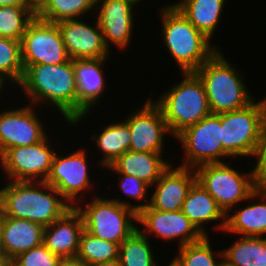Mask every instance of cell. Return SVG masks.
<instances>
[{
    "instance_id": "obj_1",
    "label": "cell",
    "mask_w": 266,
    "mask_h": 266,
    "mask_svg": "<svg viewBox=\"0 0 266 266\" xmlns=\"http://www.w3.org/2000/svg\"><path fill=\"white\" fill-rule=\"evenodd\" d=\"M17 88L29 104L54 107L66 123L77 118L76 80L73 59L57 65H24V75ZM43 104V105H42ZM53 106H52V105Z\"/></svg>"
},
{
    "instance_id": "obj_2",
    "label": "cell",
    "mask_w": 266,
    "mask_h": 266,
    "mask_svg": "<svg viewBox=\"0 0 266 266\" xmlns=\"http://www.w3.org/2000/svg\"><path fill=\"white\" fill-rule=\"evenodd\" d=\"M6 183L0 187V208L4 216L30 220L46 227L73 207L45 181Z\"/></svg>"
},
{
    "instance_id": "obj_3",
    "label": "cell",
    "mask_w": 266,
    "mask_h": 266,
    "mask_svg": "<svg viewBox=\"0 0 266 266\" xmlns=\"http://www.w3.org/2000/svg\"><path fill=\"white\" fill-rule=\"evenodd\" d=\"M162 42L181 73L196 72L218 49L172 2L160 6Z\"/></svg>"
},
{
    "instance_id": "obj_4",
    "label": "cell",
    "mask_w": 266,
    "mask_h": 266,
    "mask_svg": "<svg viewBox=\"0 0 266 266\" xmlns=\"http://www.w3.org/2000/svg\"><path fill=\"white\" fill-rule=\"evenodd\" d=\"M220 49L195 72L203 82L212 114L236 111L255 100L245 84L244 71L232 65Z\"/></svg>"
},
{
    "instance_id": "obj_5",
    "label": "cell",
    "mask_w": 266,
    "mask_h": 266,
    "mask_svg": "<svg viewBox=\"0 0 266 266\" xmlns=\"http://www.w3.org/2000/svg\"><path fill=\"white\" fill-rule=\"evenodd\" d=\"M182 80L159 94L153 101L162 110L175 138L189 126L211 114L205 87L195 72L181 73ZM158 98V99H157Z\"/></svg>"
},
{
    "instance_id": "obj_6",
    "label": "cell",
    "mask_w": 266,
    "mask_h": 266,
    "mask_svg": "<svg viewBox=\"0 0 266 266\" xmlns=\"http://www.w3.org/2000/svg\"><path fill=\"white\" fill-rule=\"evenodd\" d=\"M95 195L91 201L84 199L75 206L83 217L84 229L99 239L120 245L138 227L135 203L116 196L109 198L106 192L103 194L106 198Z\"/></svg>"
},
{
    "instance_id": "obj_7",
    "label": "cell",
    "mask_w": 266,
    "mask_h": 266,
    "mask_svg": "<svg viewBox=\"0 0 266 266\" xmlns=\"http://www.w3.org/2000/svg\"><path fill=\"white\" fill-rule=\"evenodd\" d=\"M229 162L208 163L196 167V181L214 198L227 214L247 198L261 184L260 165H252L248 172L238 171ZM243 202V203H242Z\"/></svg>"
},
{
    "instance_id": "obj_8",
    "label": "cell",
    "mask_w": 266,
    "mask_h": 266,
    "mask_svg": "<svg viewBox=\"0 0 266 266\" xmlns=\"http://www.w3.org/2000/svg\"><path fill=\"white\" fill-rule=\"evenodd\" d=\"M264 102L259 98L242 109L221 113L222 146L234 160L252 157L259 165Z\"/></svg>"
},
{
    "instance_id": "obj_9",
    "label": "cell",
    "mask_w": 266,
    "mask_h": 266,
    "mask_svg": "<svg viewBox=\"0 0 266 266\" xmlns=\"http://www.w3.org/2000/svg\"><path fill=\"white\" fill-rule=\"evenodd\" d=\"M175 139L184 150L179 166L193 168L234 160L222 146L221 114H210L198 123L187 127ZM226 158V159H225Z\"/></svg>"
},
{
    "instance_id": "obj_10",
    "label": "cell",
    "mask_w": 266,
    "mask_h": 266,
    "mask_svg": "<svg viewBox=\"0 0 266 266\" xmlns=\"http://www.w3.org/2000/svg\"><path fill=\"white\" fill-rule=\"evenodd\" d=\"M87 151L85 147L65 155L56 151L50 174L45 181L56 188L73 207L81 200L87 199L85 193L94 190L91 189L94 188V182L92 183L89 173L91 169L88 166Z\"/></svg>"
},
{
    "instance_id": "obj_11",
    "label": "cell",
    "mask_w": 266,
    "mask_h": 266,
    "mask_svg": "<svg viewBox=\"0 0 266 266\" xmlns=\"http://www.w3.org/2000/svg\"><path fill=\"white\" fill-rule=\"evenodd\" d=\"M51 139L47 135L37 144L8 149L0 157L4 177L8 181H46L58 147L54 148Z\"/></svg>"
},
{
    "instance_id": "obj_12",
    "label": "cell",
    "mask_w": 266,
    "mask_h": 266,
    "mask_svg": "<svg viewBox=\"0 0 266 266\" xmlns=\"http://www.w3.org/2000/svg\"><path fill=\"white\" fill-rule=\"evenodd\" d=\"M153 99V96L146 98L139 108L123 119L131 132L130 151L165 153V136H173L162 110Z\"/></svg>"
},
{
    "instance_id": "obj_13",
    "label": "cell",
    "mask_w": 266,
    "mask_h": 266,
    "mask_svg": "<svg viewBox=\"0 0 266 266\" xmlns=\"http://www.w3.org/2000/svg\"><path fill=\"white\" fill-rule=\"evenodd\" d=\"M21 51L23 65H57L70 59L57 23L44 21L37 16L26 28Z\"/></svg>"
},
{
    "instance_id": "obj_14",
    "label": "cell",
    "mask_w": 266,
    "mask_h": 266,
    "mask_svg": "<svg viewBox=\"0 0 266 266\" xmlns=\"http://www.w3.org/2000/svg\"><path fill=\"white\" fill-rule=\"evenodd\" d=\"M38 108L27 102L16 109L11 106L0 110V157L12 147L37 144L47 136Z\"/></svg>"
},
{
    "instance_id": "obj_15",
    "label": "cell",
    "mask_w": 266,
    "mask_h": 266,
    "mask_svg": "<svg viewBox=\"0 0 266 266\" xmlns=\"http://www.w3.org/2000/svg\"><path fill=\"white\" fill-rule=\"evenodd\" d=\"M137 224V228L146 237L161 238L165 243L177 241L178 248L198 242L204 237L181 210L160 211L148 205L137 213Z\"/></svg>"
},
{
    "instance_id": "obj_16",
    "label": "cell",
    "mask_w": 266,
    "mask_h": 266,
    "mask_svg": "<svg viewBox=\"0 0 266 266\" xmlns=\"http://www.w3.org/2000/svg\"><path fill=\"white\" fill-rule=\"evenodd\" d=\"M144 0H97L95 19L103 33L104 43L111 51V45L117 49L125 50L131 41L134 33V20L137 5ZM99 5V6H98ZM97 14V15H96Z\"/></svg>"
},
{
    "instance_id": "obj_17",
    "label": "cell",
    "mask_w": 266,
    "mask_h": 266,
    "mask_svg": "<svg viewBox=\"0 0 266 266\" xmlns=\"http://www.w3.org/2000/svg\"><path fill=\"white\" fill-rule=\"evenodd\" d=\"M109 58L73 59L76 80L77 118L68 127H78L107 93L105 66ZM105 69V70H103ZM106 91V92H105ZM103 96V97H102Z\"/></svg>"
},
{
    "instance_id": "obj_18",
    "label": "cell",
    "mask_w": 266,
    "mask_h": 266,
    "mask_svg": "<svg viewBox=\"0 0 266 266\" xmlns=\"http://www.w3.org/2000/svg\"><path fill=\"white\" fill-rule=\"evenodd\" d=\"M83 19L57 22L62 41L70 59L109 58L103 33L97 19L90 24Z\"/></svg>"
},
{
    "instance_id": "obj_19",
    "label": "cell",
    "mask_w": 266,
    "mask_h": 266,
    "mask_svg": "<svg viewBox=\"0 0 266 266\" xmlns=\"http://www.w3.org/2000/svg\"><path fill=\"white\" fill-rule=\"evenodd\" d=\"M170 167L152 186L149 206L160 211H179L186 199L187 193L196 181L193 168L179 165Z\"/></svg>"
},
{
    "instance_id": "obj_20",
    "label": "cell",
    "mask_w": 266,
    "mask_h": 266,
    "mask_svg": "<svg viewBox=\"0 0 266 266\" xmlns=\"http://www.w3.org/2000/svg\"><path fill=\"white\" fill-rule=\"evenodd\" d=\"M245 202L247 206L244 203L240 208L238 204L226 214L223 232L233 236L266 237V187L260 184Z\"/></svg>"
},
{
    "instance_id": "obj_21",
    "label": "cell",
    "mask_w": 266,
    "mask_h": 266,
    "mask_svg": "<svg viewBox=\"0 0 266 266\" xmlns=\"http://www.w3.org/2000/svg\"><path fill=\"white\" fill-rule=\"evenodd\" d=\"M83 229V217L75 207H72L61 218L44 227L43 244L61 259H74Z\"/></svg>"
},
{
    "instance_id": "obj_22",
    "label": "cell",
    "mask_w": 266,
    "mask_h": 266,
    "mask_svg": "<svg viewBox=\"0 0 266 266\" xmlns=\"http://www.w3.org/2000/svg\"><path fill=\"white\" fill-rule=\"evenodd\" d=\"M44 227L30 220L3 215L0 230L1 254L11 260L43 243Z\"/></svg>"
},
{
    "instance_id": "obj_23",
    "label": "cell",
    "mask_w": 266,
    "mask_h": 266,
    "mask_svg": "<svg viewBox=\"0 0 266 266\" xmlns=\"http://www.w3.org/2000/svg\"><path fill=\"white\" fill-rule=\"evenodd\" d=\"M163 154L129 150L104 167V170H110L111 175L114 172L135 176L152 187L173 163L169 159H164L166 155Z\"/></svg>"
},
{
    "instance_id": "obj_24",
    "label": "cell",
    "mask_w": 266,
    "mask_h": 266,
    "mask_svg": "<svg viewBox=\"0 0 266 266\" xmlns=\"http://www.w3.org/2000/svg\"><path fill=\"white\" fill-rule=\"evenodd\" d=\"M181 211L204 236H208L206 225L212 224V222L214 224L212 230L216 228V231L222 233L225 229L226 214L197 181L189 189Z\"/></svg>"
},
{
    "instance_id": "obj_25",
    "label": "cell",
    "mask_w": 266,
    "mask_h": 266,
    "mask_svg": "<svg viewBox=\"0 0 266 266\" xmlns=\"http://www.w3.org/2000/svg\"><path fill=\"white\" fill-rule=\"evenodd\" d=\"M228 0H177L172 3L208 39L217 32Z\"/></svg>"
},
{
    "instance_id": "obj_26",
    "label": "cell",
    "mask_w": 266,
    "mask_h": 266,
    "mask_svg": "<svg viewBox=\"0 0 266 266\" xmlns=\"http://www.w3.org/2000/svg\"><path fill=\"white\" fill-rule=\"evenodd\" d=\"M109 123V125H101L99 133L92 132L91 139L97 146L100 155H103L96 163L98 167L109 166L123 153L129 151L131 143V132L129 126L123 121L119 120ZM100 163V164H99Z\"/></svg>"
},
{
    "instance_id": "obj_27",
    "label": "cell",
    "mask_w": 266,
    "mask_h": 266,
    "mask_svg": "<svg viewBox=\"0 0 266 266\" xmlns=\"http://www.w3.org/2000/svg\"><path fill=\"white\" fill-rule=\"evenodd\" d=\"M222 251L224 266H266V237L238 236Z\"/></svg>"
},
{
    "instance_id": "obj_28",
    "label": "cell",
    "mask_w": 266,
    "mask_h": 266,
    "mask_svg": "<svg viewBox=\"0 0 266 266\" xmlns=\"http://www.w3.org/2000/svg\"><path fill=\"white\" fill-rule=\"evenodd\" d=\"M208 236L200 241L177 248L178 253L167 266H224L223 251L212 249Z\"/></svg>"
},
{
    "instance_id": "obj_29",
    "label": "cell",
    "mask_w": 266,
    "mask_h": 266,
    "mask_svg": "<svg viewBox=\"0 0 266 266\" xmlns=\"http://www.w3.org/2000/svg\"><path fill=\"white\" fill-rule=\"evenodd\" d=\"M138 228L119 245L121 266H159L152 244Z\"/></svg>"
},
{
    "instance_id": "obj_30",
    "label": "cell",
    "mask_w": 266,
    "mask_h": 266,
    "mask_svg": "<svg viewBox=\"0 0 266 266\" xmlns=\"http://www.w3.org/2000/svg\"><path fill=\"white\" fill-rule=\"evenodd\" d=\"M96 2L97 0H48L36 16L52 23L72 19L86 20L89 13L93 15L91 10H96Z\"/></svg>"
},
{
    "instance_id": "obj_31",
    "label": "cell",
    "mask_w": 266,
    "mask_h": 266,
    "mask_svg": "<svg viewBox=\"0 0 266 266\" xmlns=\"http://www.w3.org/2000/svg\"><path fill=\"white\" fill-rule=\"evenodd\" d=\"M76 259L86 266L119 259V244L99 239L85 229L79 238V249Z\"/></svg>"
},
{
    "instance_id": "obj_32",
    "label": "cell",
    "mask_w": 266,
    "mask_h": 266,
    "mask_svg": "<svg viewBox=\"0 0 266 266\" xmlns=\"http://www.w3.org/2000/svg\"><path fill=\"white\" fill-rule=\"evenodd\" d=\"M23 75L21 41L0 36V76L10 87H17Z\"/></svg>"
},
{
    "instance_id": "obj_33",
    "label": "cell",
    "mask_w": 266,
    "mask_h": 266,
    "mask_svg": "<svg viewBox=\"0 0 266 266\" xmlns=\"http://www.w3.org/2000/svg\"><path fill=\"white\" fill-rule=\"evenodd\" d=\"M35 16L26 5L0 6V36L21 41Z\"/></svg>"
},
{
    "instance_id": "obj_34",
    "label": "cell",
    "mask_w": 266,
    "mask_h": 266,
    "mask_svg": "<svg viewBox=\"0 0 266 266\" xmlns=\"http://www.w3.org/2000/svg\"><path fill=\"white\" fill-rule=\"evenodd\" d=\"M117 176V180H119V188L122 190V194L124 193L128 200L135 199L134 201L138 202L135 204V211L138 213L141 209L147 207L149 205L150 199H148L150 196L146 195L148 191L150 190V186L144 183L139 178L127 175L124 173H114ZM149 189V190H148ZM148 196V197H147ZM144 201V202H143ZM142 202V203H141Z\"/></svg>"
},
{
    "instance_id": "obj_35",
    "label": "cell",
    "mask_w": 266,
    "mask_h": 266,
    "mask_svg": "<svg viewBox=\"0 0 266 266\" xmlns=\"http://www.w3.org/2000/svg\"><path fill=\"white\" fill-rule=\"evenodd\" d=\"M61 258L54 255L43 243L18 254L12 266H58Z\"/></svg>"
},
{
    "instance_id": "obj_36",
    "label": "cell",
    "mask_w": 266,
    "mask_h": 266,
    "mask_svg": "<svg viewBox=\"0 0 266 266\" xmlns=\"http://www.w3.org/2000/svg\"><path fill=\"white\" fill-rule=\"evenodd\" d=\"M266 163V96L262 117V142L260 146L259 165L260 168Z\"/></svg>"
},
{
    "instance_id": "obj_37",
    "label": "cell",
    "mask_w": 266,
    "mask_h": 266,
    "mask_svg": "<svg viewBox=\"0 0 266 266\" xmlns=\"http://www.w3.org/2000/svg\"><path fill=\"white\" fill-rule=\"evenodd\" d=\"M25 5L37 14L47 3L48 0H24Z\"/></svg>"
},
{
    "instance_id": "obj_38",
    "label": "cell",
    "mask_w": 266,
    "mask_h": 266,
    "mask_svg": "<svg viewBox=\"0 0 266 266\" xmlns=\"http://www.w3.org/2000/svg\"><path fill=\"white\" fill-rule=\"evenodd\" d=\"M58 266H86L80 260L74 259H61Z\"/></svg>"
},
{
    "instance_id": "obj_39",
    "label": "cell",
    "mask_w": 266,
    "mask_h": 266,
    "mask_svg": "<svg viewBox=\"0 0 266 266\" xmlns=\"http://www.w3.org/2000/svg\"><path fill=\"white\" fill-rule=\"evenodd\" d=\"M4 5H25L24 0H0V6Z\"/></svg>"
},
{
    "instance_id": "obj_40",
    "label": "cell",
    "mask_w": 266,
    "mask_h": 266,
    "mask_svg": "<svg viewBox=\"0 0 266 266\" xmlns=\"http://www.w3.org/2000/svg\"><path fill=\"white\" fill-rule=\"evenodd\" d=\"M91 266H121L119 259L109 262H101Z\"/></svg>"
},
{
    "instance_id": "obj_41",
    "label": "cell",
    "mask_w": 266,
    "mask_h": 266,
    "mask_svg": "<svg viewBox=\"0 0 266 266\" xmlns=\"http://www.w3.org/2000/svg\"><path fill=\"white\" fill-rule=\"evenodd\" d=\"M261 185L266 187V163L260 168Z\"/></svg>"
},
{
    "instance_id": "obj_42",
    "label": "cell",
    "mask_w": 266,
    "mask_h": 266,
    "mask_svg": "<svg viewBox=\"0 0 266 266\" xmlns=\"http://www.w3.org/2000/svg\"><path fill=\"white\" fill-rule=\"evenodd\" d=\"M0 266H12V260L0 254Z\"/></svg>"
},
{
    "instance_id": "obj_43",
    "label": "cell",
    "mask_w": 266,
    "mask_h": 266,
    "mask_svg": "<svg viewBox=\"0 0 266 266\" xmlns=\"http://www.w3.org/2000/svg\"><path fill=\"white\" fill-rule=\"evenodd\" d=\"M7 82L0 76V100H2V96L4 95L3 93L7 91L8 95V90H6V84ZM3 92V93H2ZM1 102V101H0Z\"/></svg>"
},
{
    "instance_id": "obj_44",
    "label": "cell",
    "mask_w": 266,
    "mask_h": 266,
    "mask_svg": "<svg viewBox=\"0 0 266 266\" xmlns=\"http://www.w3.org/2000/svg\"><path fill=\"white\" fill-rule=\"evenodd\" d=\"M2 218H3V213H2V210L0 208V230H1ZM0 254H1V250H0Z\"/></svg>"
}]
</instances>
